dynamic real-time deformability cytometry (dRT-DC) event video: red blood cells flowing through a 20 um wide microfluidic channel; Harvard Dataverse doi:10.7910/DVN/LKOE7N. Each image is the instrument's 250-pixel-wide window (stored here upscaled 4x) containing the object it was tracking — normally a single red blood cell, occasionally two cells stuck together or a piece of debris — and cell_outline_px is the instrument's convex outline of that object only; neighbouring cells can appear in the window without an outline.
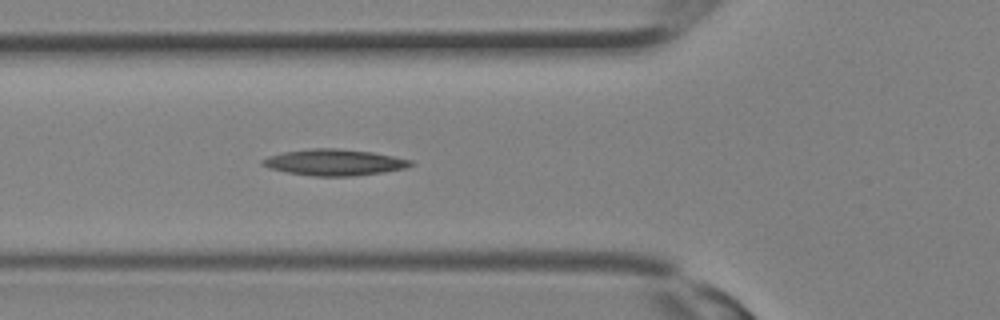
{"species": "Egyptian fruit bat (a non-hibernating species)", "species_latin": "Rousettus aegyptiacus", "temperature_condition": "room temperature", "stored_images_in_passage": 8, "camera_frame_rate_fps": 3000, "um_per_image_px": 0.085, "animal": {"sex": "female"}, "frame": {"image": 1, "passage_image": 6, "time_ms": 1.667, "image_size_px": [1000, 320], "cell_outline_px": [[416, 164], [404, 168], [384, 172], [356, 176], [312, 176], [288, 172], [268, 168], [260, 164], [260, 160], [268, 156], [284, 152], [308, 148], [336, 148], [372, 152], [396, 156], [412, 160]], "centroid_in_image_um": [28.42, 13.8], "position_along_channel_um": 97.4, "area_um2": 22.89}}
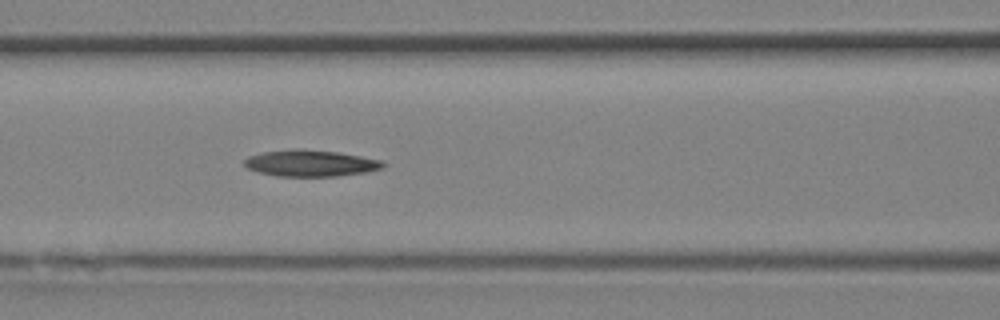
{"frame": {"image": 2, "passage_image": 8, "time_ms": 2.333, "image_size_px": [1000, 320], "cell_outline_px": [[388, 164], [384, 168], [368, 172], [336, 176], [276, 176], [260, 172], [248, 168], [244, 164], [244, 160], [248, 156], [264, 152], [292, 148], [300, 148], [340, 152], [384, 160]], "centroid_in_image_um": [26.48, 13.86], "position_along_channel_um": 140.1, "area_um2": 21.73}}